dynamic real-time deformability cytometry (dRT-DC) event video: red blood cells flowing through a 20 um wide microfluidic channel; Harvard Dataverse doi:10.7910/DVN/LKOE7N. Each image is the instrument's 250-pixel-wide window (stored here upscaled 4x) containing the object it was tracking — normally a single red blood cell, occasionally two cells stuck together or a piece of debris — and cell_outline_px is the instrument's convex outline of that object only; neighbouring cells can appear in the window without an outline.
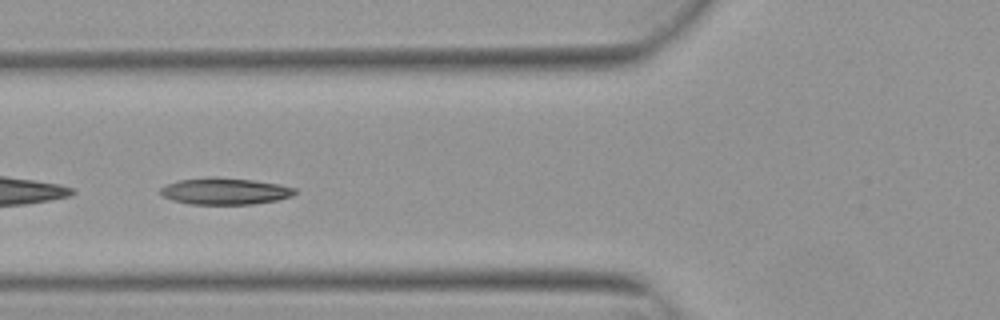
{"species": "Egyptian fruit bat (a non-hibernating species)", "species_latin": "Rousettus aegyptiacus", "temperature_condition": "warm", "stored_images_in_passage": 33, "camera_frame_rate_fps": 3000, "um_per_image_px": 0.085, "animal": {"sex": "female"}, "frame": {"image": 1, "passage_image": 9, "time_ms": 2.667, "image_size_px": [1000, 320], "cell_outline_px": [[296, 192], [292, 196], [276, 200], [252, 204], [188, 204], [172, 200], [164, 196], [160, 192], [160, 188], [164, 184], [180, 180], [208, 176], [216, 176], [252, 180], [280, 184], [296, 188]], "centroid_in_image_um": [19.09, 16.24], "position_along_channel_um": 106.7, "area_um2": 21.04}}
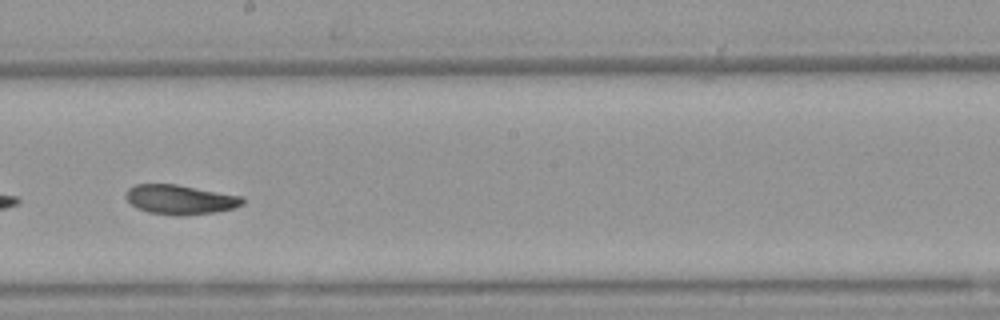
{"frame": {"image": 2, "passage_image": 19, "time_ms": 6.0, "image_size_px": [1000, 320], "cell_outline_px": [[244, 204], [232, 208], [216, 212], [180, 216], [148, 212], [136, 208], [124, 196], [128, 188], [132, 184], [176, 184], [244, 196]], "centroid_in_image_um": [15.31, 16.95], "position_along_channel_um": 232.9, "area_um2": 20.23}}
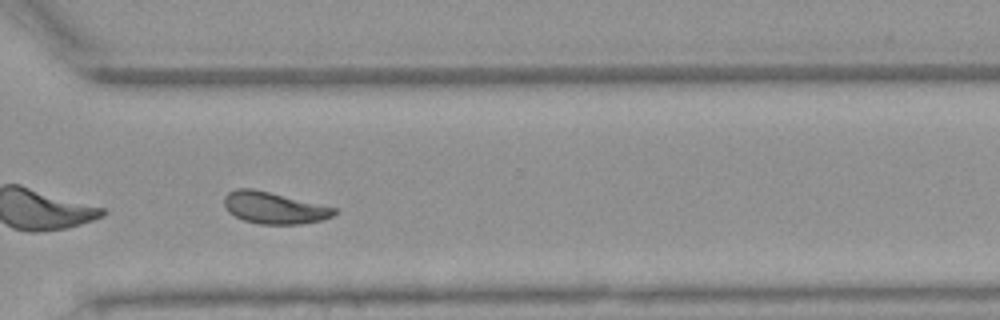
{"frame": {"image": 3, "passage_image": 28, "time_ms": 9.0, "image_size_px": [1000, 320], "cell_outline_px": [[340, 212], [332, 216], [320, 220], [300, 224], [260, 224], [244, 220], [228, 212], [224, 208], [224, 196], [228, 192], [236, 188], [252, 188], [336, 208]], "centroid_in_image_um": [23.27, 17.66], "position_along_channel_um": 347.3, "area_um2": 20.23}, "authors_computed_cell_mechanics": {"area_um2": 20.7502, "velocity_mm_per_s": 3.8028, "shape_relaxation_time_tau1_ms": 5.4437, "shape_relaxation_time_tau2_ms": 3.1535, "deformation_change_tau1": 0.1334, "deformation_change_tau2": 0.0861}}